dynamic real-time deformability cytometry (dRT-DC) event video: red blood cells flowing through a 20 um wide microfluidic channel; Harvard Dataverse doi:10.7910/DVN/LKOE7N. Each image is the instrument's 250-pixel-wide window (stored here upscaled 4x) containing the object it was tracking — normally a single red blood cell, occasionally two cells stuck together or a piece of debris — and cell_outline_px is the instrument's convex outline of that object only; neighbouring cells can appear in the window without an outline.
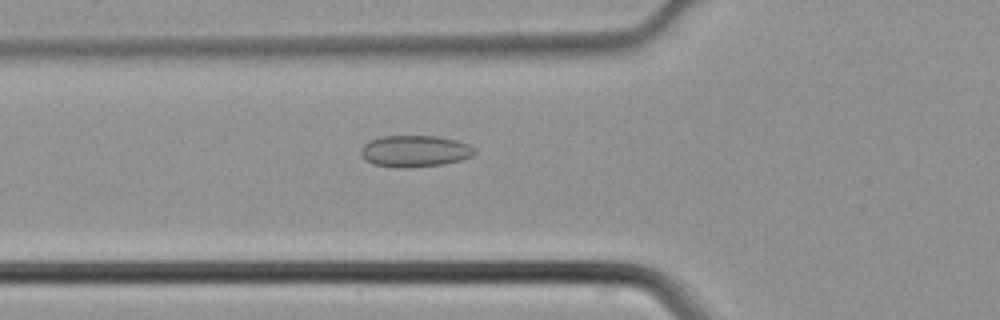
{"species": "common noctule bat (a hibernating species)", "species_latin": "Nyctalus noctula", "temperature_condition": "cold", "stored_images_in_passage": 42, "camera_frame_rate_fps": 3000, "um_per_image_px": 0.085, "animal": {"sex": "male", "body_mass_g": 21.5, "forearm_length_mm": 52.0}, "frame": {"image": 1, "passage_image": 14, "time_ms": 4.333, "image_size_px": [1000, 320], "cell_outline_px": [[476, 152], [472, 156], [460, 160], [444, 164], [400, 168], [396, 168], [372, 164], [360, 156], [360, 148], [368, 140], [380, 136], [436, 136], [456, 140], [468, 144], [476, 148]], "centroid_in_image_um": [35.22, 12.84], "position_along_channel_um": 90.6, "area_um2": 21.15}}
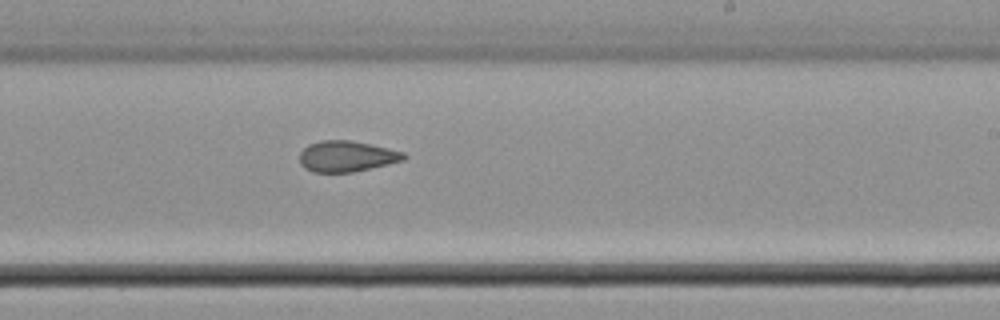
{"frame": {"image": 2, "passage_image": 25, "time_ms": 8.0, "image_size_px": [1000, 320], "cell_outline_px": [[408, 156], [404, 160], [388, 164], [352, 172], [312, 172], [304, 168], [300, 164], [300, 152], [308, 144], [320, 140], [352, 140], [388, 148], [404, 152]], "centroid_in_image_um": [29.45, 13.28], "position_along_channel_um": 259.5, "area_um2": 18.84}}
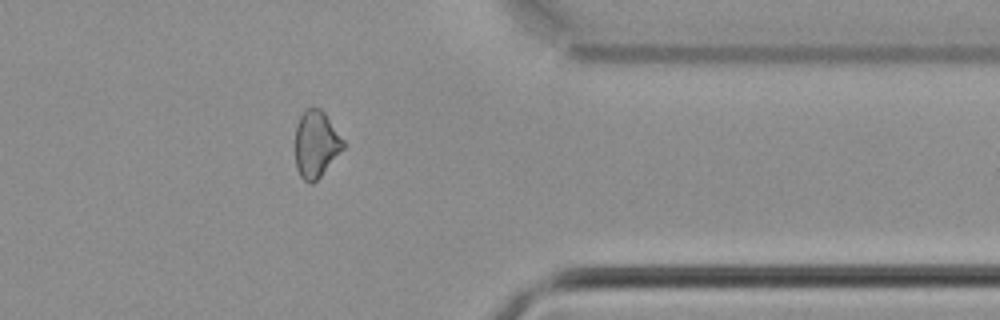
{"frame": {"image": 3, "passage_image": 34, "time_ms": 11.0, "image_size_px": [1000, 320], "cell_outline_px": [[344, 148], [320, 176], [312, 184], [308, 184], [300, 176], [296, 168], [296, 128], [300, 116], [308, 108], [320, 108], [324, 112], [344, 140]], "centroid_in_image_um": [26.86, 12.27], "position_along_channel_um": 384.5, "area_um2": 18.44}}